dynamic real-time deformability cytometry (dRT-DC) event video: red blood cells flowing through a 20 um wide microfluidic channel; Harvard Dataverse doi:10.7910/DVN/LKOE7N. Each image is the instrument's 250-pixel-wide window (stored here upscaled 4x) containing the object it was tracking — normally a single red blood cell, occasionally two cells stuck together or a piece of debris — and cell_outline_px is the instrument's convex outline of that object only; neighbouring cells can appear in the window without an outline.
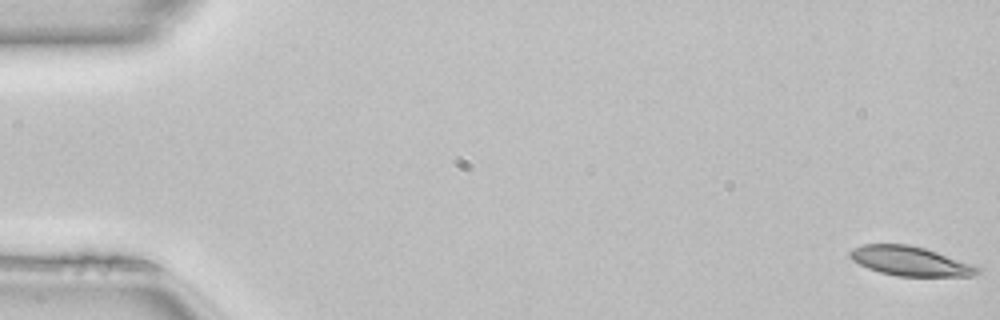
{"species": "common noctule bat (a hibernating species)", "species_latin": "Nyctalus noctula", "temperature_condition": "room temperature", "stored_images_in_passage": 13, "camera_frame_rate_fps": 3000, "um_per_image_px": 0.085, "animal": {"sex": "female", "body_mass_g": 22.7, "forearm_length_mm": 54.2}, "frame": {"image": 1, "passage_image": 1, "time_ms": 0.0, "image_size_px": [1000, 320], "cell_outline_px": [[984, 272], [972, 276], [896, 276], [880, 272], [868, 268], [852, 260], [848, 256], [848, 252], [852, 248], [864, 244], [908, 244], [924, 248], [980, 264], [984, 268]], "centroid_in_image_um": [77.5, 22.2], "position_along_channel_um": 7.5, "area_um2": 22.54}}
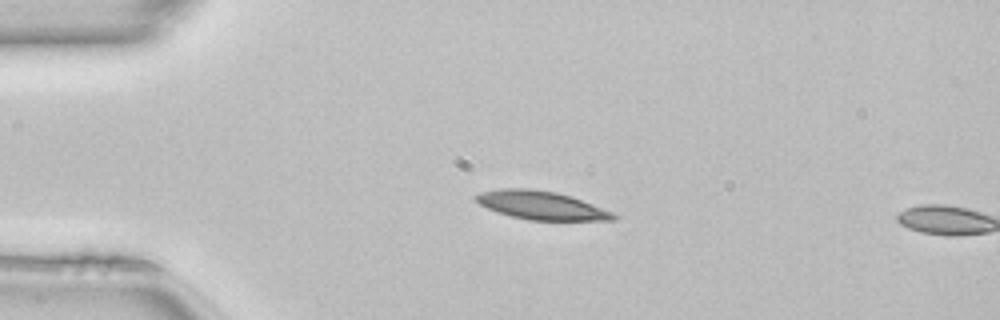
{"frame": {"image": 2, "passage_image": 12, "time_ms": 3.667, "image_size_px": [1000, 320], "cell_outline_px": [[616, 220], [528, 220], [496, 212], [480, 204], [472, 196], [480, 192], [500, 188], [528, 188], [556, 192], [580, 200], [612, 212], [616, 216]], "centroid_in_image_um": [45.93, 17.45], "position_along_channel_um": 39.1, "area_um2": 22.48}}